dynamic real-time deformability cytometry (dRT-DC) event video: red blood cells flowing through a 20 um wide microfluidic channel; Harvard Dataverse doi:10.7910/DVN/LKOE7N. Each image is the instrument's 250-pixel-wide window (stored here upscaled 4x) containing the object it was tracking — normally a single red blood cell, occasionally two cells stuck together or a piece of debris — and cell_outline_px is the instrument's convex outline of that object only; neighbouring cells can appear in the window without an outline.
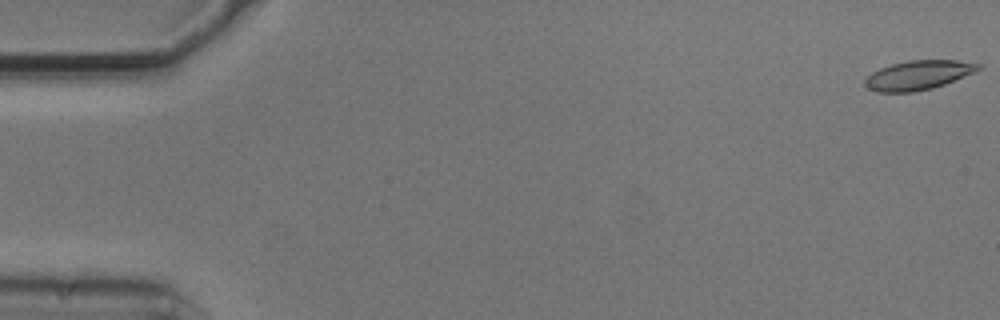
{"species": "common noctule bat (a hibernating species)", "species_latin": "Nyctalus noctula", "temperature_condition": "cold", "stored_images_in_passage": 55, "camera_frame_rate_fps": 3000, "um_per_image_px": 0.085, "animal": {"sex": "male", "body_mass_g": 20.5, "forearm_length_mm": 52.5}, "frame": {"image": 1, "passage_image": 1, "time_ms": 0.0, "image_size_px": [1000, 320], "cell_outline_px": [[984, 64], [976, 72], [944, 84], [932, 88], [912, 92], [876, 92], [868, 88], [864, 84], [864, 80], [872, 72], [880, 68], [892, 64], [908, 60], [956, 60]], "centroid_in_image_um": [78.07, 6.38], "position_along_channel_um": 6.9, "area_um2": 19.36}}
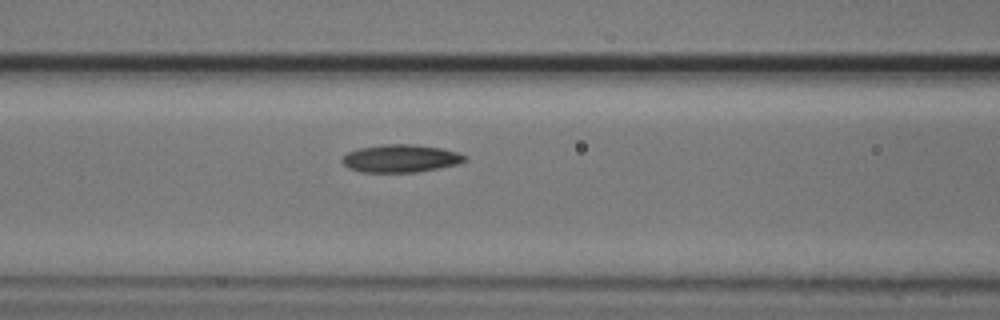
{"frame": {"image": 2, "passage_image": 23, "time_ms": 7.333, "image_size_px": [1000, 320], "cell_outline_px": [[468, 160], [456, 164], [416, 172], [360, 172], [348, 168], [340, 160], [348, 152], [360, 148], [384, 144], [416, 144], [440, 148], [456, 152], [468, 156]], "centroid_in_image_um": [34.04, 13.46], "position_along_channel_um": 132.6, "area_um2": 19.77}}
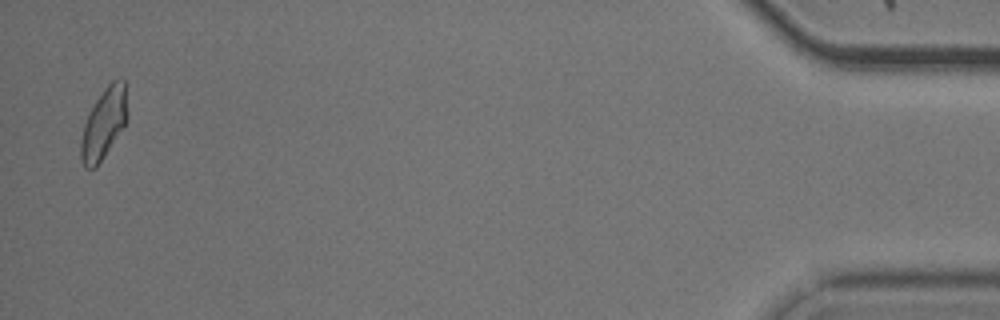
{"frame": {"image": 3, "passage_image": 54, "time_ms": 17.667, "image_size_px": [1000, 320], "cell_outline_px": [[128, 116], [124, 128], [96, 168], [84, 168], [80, 160], [80, 140], [84, 124], [96, 100], [104, 88], [112, 80], [120, 76], [124, 80], [128, 112]], "centroid_in_image_um": [8.84, 10.51], "position_along_channel_um": 426.4, "area_um2": 19.42}, "authors_computed_cell_mechanics": {"area_um2": 19.1896, "velocity_mm_per_s": 3.6941, "shape_relaxation_time_tau1_ms": 4.0985, "shape_relaxation_time_tau2_ms": 3.7283, "deformation_change_tau1": 0.1305, "deformation_change_tau2": 0.0949}}